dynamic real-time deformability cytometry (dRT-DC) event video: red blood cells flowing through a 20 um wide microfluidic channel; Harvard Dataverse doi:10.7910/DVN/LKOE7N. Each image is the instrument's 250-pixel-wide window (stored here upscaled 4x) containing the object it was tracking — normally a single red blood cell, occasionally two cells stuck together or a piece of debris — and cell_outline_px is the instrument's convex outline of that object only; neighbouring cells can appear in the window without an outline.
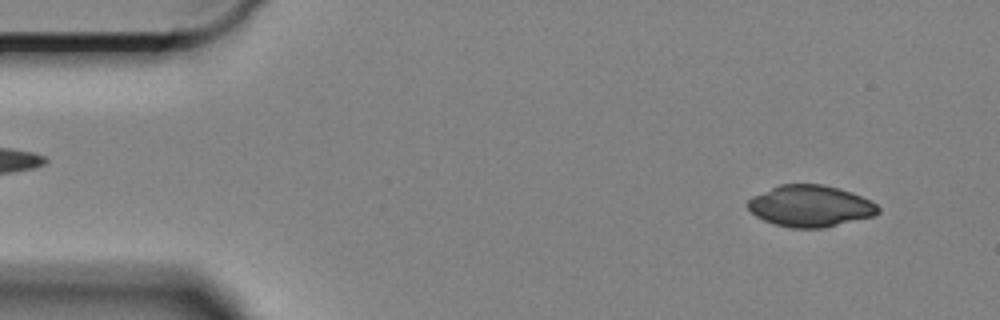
{"species": "Egyptian fruit bat (a non-hibernating species)", "species_latin": "Rousettus aegyptiacus", "temperature_condition": "cold", "stored_images_in_passage": 58, "camera_frame_rate_fps": 3000, "um_per_image_px": 0.085, "animal": {"sex": "female"}, "frame": {"image": 1, "passage_image": 4, "time_ms": 1.0, "image_size_px": [1000, 320], "cell_outline_px": [[880, 212], [876, 216], [824, 228], [792, 228], [776, 224], [764, 220], [756, 216], [748, 208], [748, 200], [752, 196], [780, 184], [824, 184], [840, 188], [852, 192], [872, 200], [880, 208]], "centroid_in_image_um": [68.93, 17.51], "position_along_channel_um": 16.1, "area_um2": 31.79}}
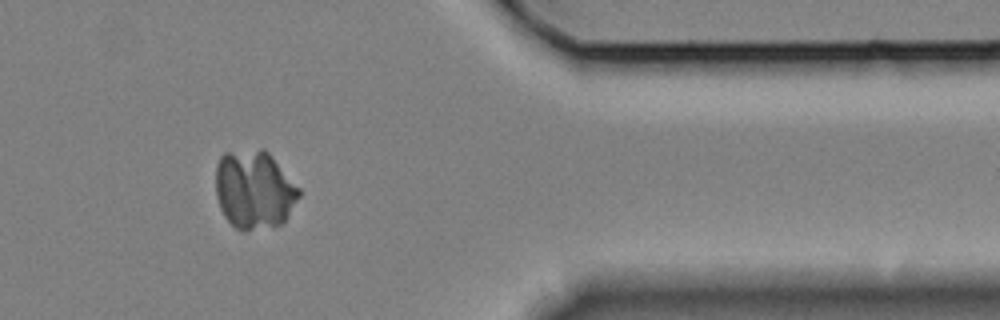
{"frame": {"image": 2, "passage_image": 48, "time_ms": 15.667, "image_size_px": [1000, 320], "cell_outline_px": [[300, 196], [288, 216], [280, 224], [248, 232], [244, 232], [236, 228], [224, 216], [220, 208], [216, 196], [216, 164], [220, 156], [224, 152], [260, 148], [264, 148], [272, 156], [300, 188]], "centroid_in_image_um": [21.6, 16.11], "position_along_channel_um": 389.8, "area_um2": 38.55}}
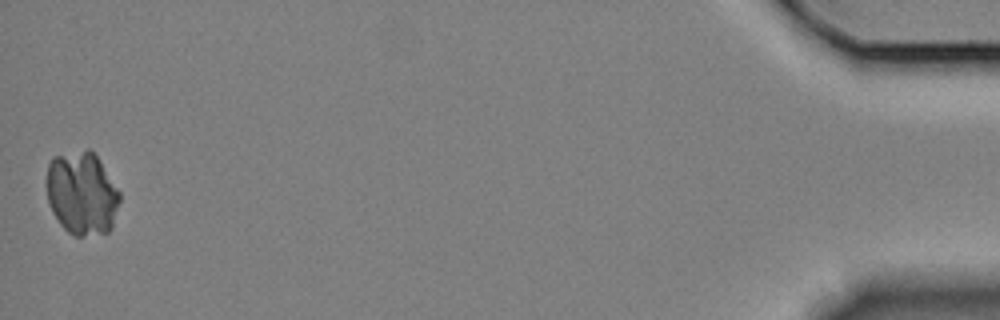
{"frame": {"image": 3, "passage_image": 58, "time_ms": 19.0, "image_size_px": [1000, 320], "cell_outline_px": [[120, 200], [112, 228], [108, 232], [84, 236], [72, 236], [60, 224], [52, 212], [48, 204], [48, 164], [52, 156], [88, 148], [96, 156], [120, 192]], "centroid_in_image_um": [6.96, 16.45], "position_along_channel_um": 428.2, "area_um2": 35.49}}